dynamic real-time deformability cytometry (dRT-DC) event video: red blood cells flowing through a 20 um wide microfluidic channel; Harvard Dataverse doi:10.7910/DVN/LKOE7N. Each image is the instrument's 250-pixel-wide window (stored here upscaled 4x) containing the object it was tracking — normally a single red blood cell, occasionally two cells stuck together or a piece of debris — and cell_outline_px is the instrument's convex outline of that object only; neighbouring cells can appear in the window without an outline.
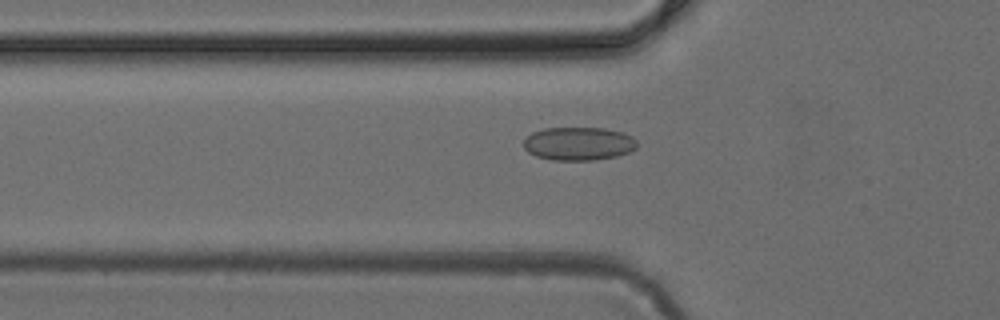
{"species": "common noctule bat (a hibernating species)", "species_latin": "Nyctalus noctula", "temperature_condition": "cold", "stored_images_in_passage": 47, "camera_frame_rate_fps": 3000, "um_per_image_px": 0.085, "animal": {"sex": "female", "body_mass_g": 24.6, "forearm_length_mm": 56.2}, "frame": {"image": 1, "passage_image": 15, "time_ms": 4.667, "image_size_px": [1000, 320], "cell_outline_px": [[636, 148], [628, 152], [616, 156], [592, 160], [552, 160], [536, 156], [528, 152], [524, 148], [524, 140], [532, 132], [544, 128], [604, 128], [624, 132], [632, 136], [636, 140]], "centroid_in_image_um": [49.18, 12.2], "position_along_channel_um": 76.6, "area_um2": 22.02}}
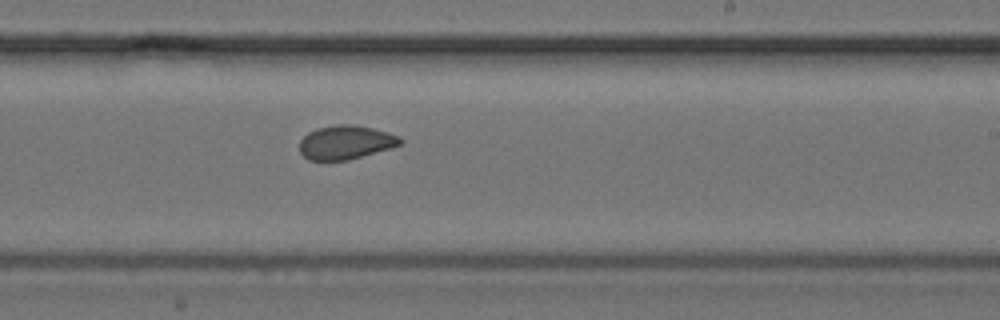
{"frame": {"image": 2, "passage_image": 28, "time_ms": 9.0, "image_size_px": [1000, 320], "cell_outline_px": [[404, 140], [400, 144], [388, 148], [348, 160], [308, 160], [300, 152], [300, 140], [308, 132], [316, 128], [336, 124], [352, 124], [372, 128], [388, 132], [400, 136]], "centroid_in_image_um": [29.36, 12.08], "position_along_channel_um": 259.6, "area_um2": 19.77}}
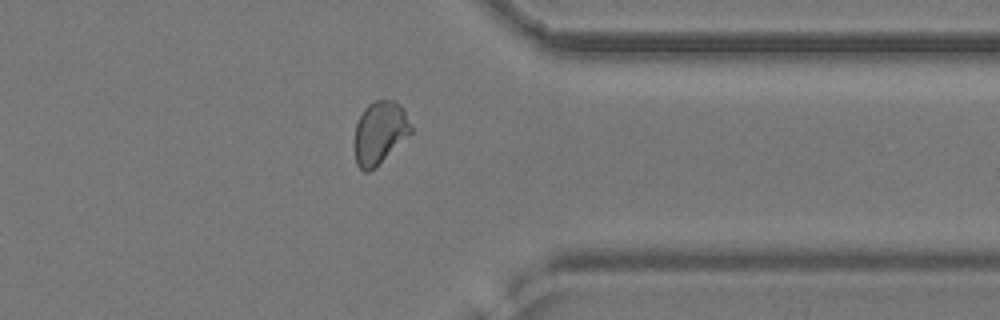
{"frame": {"image": 3, "passage_image": 37, "time_ms": 12.0, "image_size_px": [1000, 320], "cell_outline_px": [[412, 132], [376, 168], [368, 172], [364, 172], [356, 164], [352, 144], [356, 124], [364, 108], [368, 104], [376, 100], [392, 100], [400, 104], [404, 108], [412, 128]], "centroid_in_image_um": [32.24, 11.3], "position_along_channel_um": 379.2, "area_um2": 21.1}}